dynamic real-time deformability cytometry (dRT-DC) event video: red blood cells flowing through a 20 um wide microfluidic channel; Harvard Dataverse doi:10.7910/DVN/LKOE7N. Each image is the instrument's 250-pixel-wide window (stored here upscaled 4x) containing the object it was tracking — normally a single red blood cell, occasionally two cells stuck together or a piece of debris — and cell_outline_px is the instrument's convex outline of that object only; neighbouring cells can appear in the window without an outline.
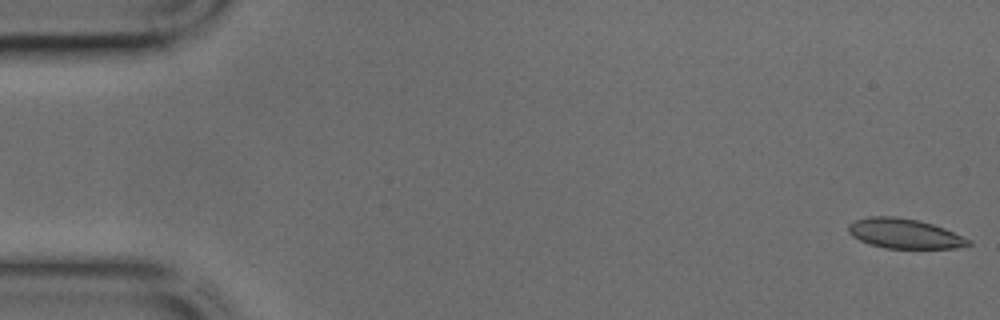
{"species": "common noctule bat (a hibernating species)", "species_latin": "Nyctalus noctula", "temperature_condition": "cold", "stored_images_in_passage": 10, "camera_frame_rate_fps": 3000, "um_per_image_px": 0.085, "animal": {"sex": "male", "body_mass_g": 17.9, "forearm_length_mm": 54.2}, "frame": {"image": 1, "passage_image": 1, "time_ms": 0.0, "image_size_px": [1000, 320], "cell_outline_px": [[972, 244], [956, 248], [884, 248], [868, 244], [852, 236], [848, 232], [848, 224], [852, 220], [868, 216], [896, 216], [920, 220], [944, 228], [972, 240]], "centroid_in_image_um": [76.85, 19.84], "position_along_channel_um": 8.2, "area_um2": 21.1}}